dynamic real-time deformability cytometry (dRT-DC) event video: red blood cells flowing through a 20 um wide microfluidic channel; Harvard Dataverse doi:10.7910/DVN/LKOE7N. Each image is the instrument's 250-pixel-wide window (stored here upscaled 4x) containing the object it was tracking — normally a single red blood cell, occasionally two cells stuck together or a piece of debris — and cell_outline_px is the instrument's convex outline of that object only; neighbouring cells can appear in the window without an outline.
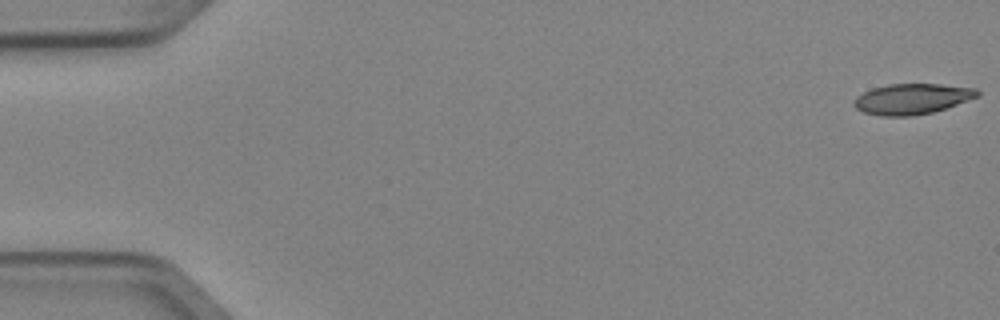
{"species": "Egyptian fruit bat (a non-hibernating species)", "species_latin": "Rousettus aegyptiacus", "temperature_condition": "cold", "stored_images_in_passage": 4, "camera_frame_rate_fps": 3000, "um_per_image_px": 0.085, "animal": {"sex": "female"}, "frame": {"image": 1, "passage_image": 1, "time_ms": 0.0, "image_size_px": [1000, 320], "cell_outline_px": [[980, 96], [932, 112], [912, 116], [880, 116], [864, 112], [856, 108], [852, 104], [856, 96], [872, 88], [888, 84], [940, 84], [976, 88], [980, 92]], "centroid_in_image_um": [77.5, 8.4], "position_along_channel_um": 7.5, "area_um2": 21.96}}
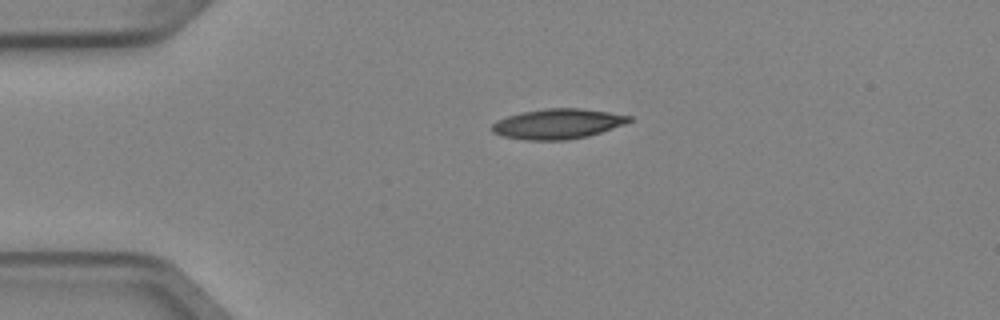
{"frame": {"image": 2, "passage_image": 4, "time_ms": 1.0, "image_size_px": [1000, 320], "cell_outline_px": [[632, 120], [624, 124], [588, 136], [564, 140], [524, 140], [500, 136], [492, 132], [492, 124], [496, 120], [508, 116], [524, 112], [548, 108], [580, 108], [608, 112], [632, 116]], "centroid_in_image_um": [47.38, 10.53], "position_along_channel_um": 37.6, "area_um2": 23.93}}